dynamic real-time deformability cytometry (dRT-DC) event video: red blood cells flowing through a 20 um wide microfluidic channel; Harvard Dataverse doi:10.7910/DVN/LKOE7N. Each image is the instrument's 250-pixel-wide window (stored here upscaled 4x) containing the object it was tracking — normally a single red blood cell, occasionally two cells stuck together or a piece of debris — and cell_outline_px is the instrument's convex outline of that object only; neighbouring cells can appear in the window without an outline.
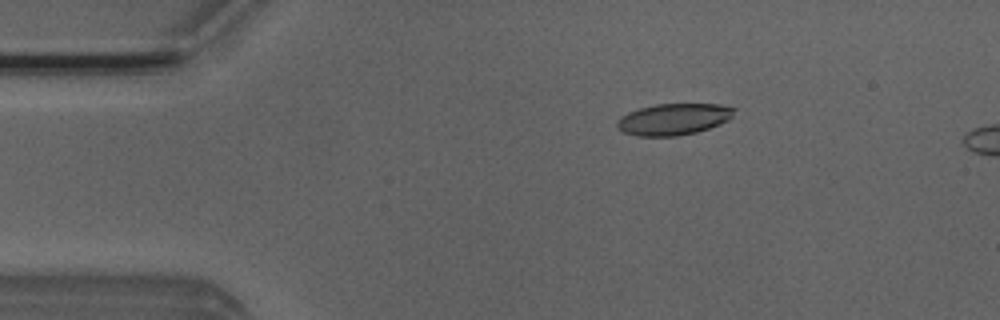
{"species": "Egyptian fruit bat (a non-hibernating species)", "species_latin": "Rousettus aegyptiacus", "temperature_condition": "room temperature", "stored_images_in_passage": 6, "camera_frame_rate_fps": 3000, "um_per_image_px": 0.085, "animal": {"sex": "male"}, "frame": {"image": 1, "passage_image": 3, "time_ms": 0.667, "image_size_px": [1000, 320], "cell_outline_px": [[736, 108], [732, 116], [728, 120], [720, 124], [696, 132], [676, 136], [636, 136], [624, 132], [616, 128], [616, 124], [620, 116], [628, 112], [640, 108], [656, 104], [720, 104]], "centroid_in_image_um": [57.24, 10.13], "position_along_channel_um": 27.8, "area_um2": 21.5}}